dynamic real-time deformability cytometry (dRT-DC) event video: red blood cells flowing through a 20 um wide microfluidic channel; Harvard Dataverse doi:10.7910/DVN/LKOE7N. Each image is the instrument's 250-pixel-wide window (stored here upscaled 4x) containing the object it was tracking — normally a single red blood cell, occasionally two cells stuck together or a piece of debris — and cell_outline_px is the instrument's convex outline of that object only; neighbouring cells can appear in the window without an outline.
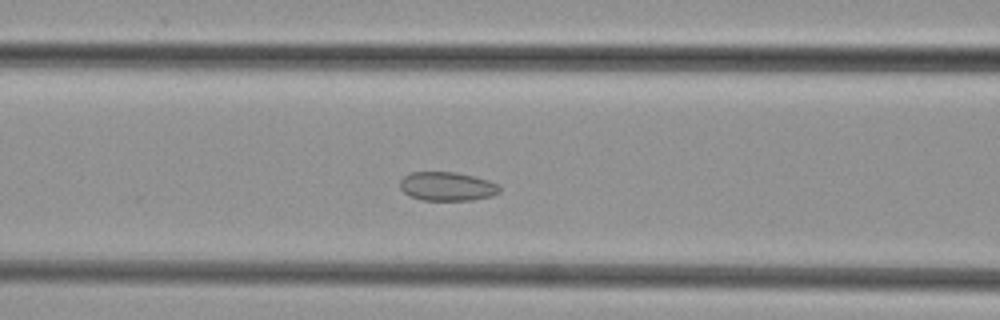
{"species": "common noctule bat (a hibernating species)", "species_latin": "Nyctalus noctula", "temperature_condition": "cold", "stored_images_in_passage": 42, "camera_frame_rate_fps": 3000, "um_per_image_px": 0.085, "animal": {"sex": "female", "body_mass_g": 29.2, "forearm_length_mm": 56.3}, "frame": {"image": 1, "passage_image": 13, "time_ms": 4.0, "image_size_px": [1000, 320], "cell_outline_px": [[500, 192], [492, 196], [472, 200], [424, 200], [408, 196], [400, 188], [400, 180], [404, 176], [412, 172], [456, 172], [488, 180], [496, 184], [500, 188]], "centroid_in_image_um": [37.99, 15.85], "position_along_channel_um": 128.6, "area_um2": 16.7}}
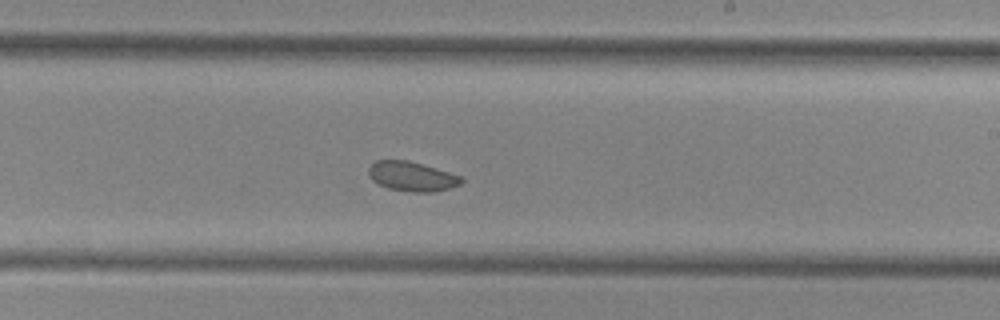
{"frame": {"image": 2, "passage_image": 22, "time_ms": 7.0, "image_size_px": [1000, 320], "cell_outline_px": [[464, 180], [460, 184], [448, 188], [432, 192], [412, 192], [388, 188], [372, 180], [368, 176], [368, 168], [376, 160], [408, 160], [448, 172], [460, 176]], "centroid_in_image_um": [34.97, 14.99], "position_along_channel_um": 254.0, "area_um2": 15.78}}
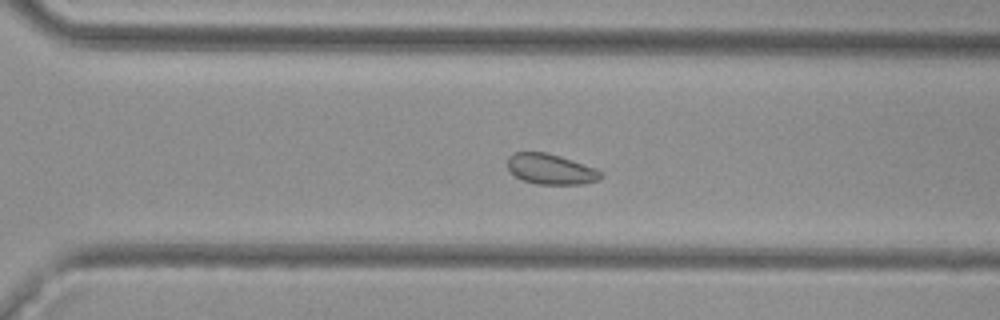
{"frame": {"image": 3, "passage_image": 27, "time_ms": 8.667, "image_size_px": [1000, 320], "cell_outline_px": [[604, 176], [596, 180], [584, 184], [536, 184], [520, 180], [508, 172], [508, 156], [512, 152], [548, 152], [572, 160], [604, 172]], "centroid_in_image_um": [46.76, 14.38], "position_along_channel_um": 323.8, "area_um2": 16.76}}